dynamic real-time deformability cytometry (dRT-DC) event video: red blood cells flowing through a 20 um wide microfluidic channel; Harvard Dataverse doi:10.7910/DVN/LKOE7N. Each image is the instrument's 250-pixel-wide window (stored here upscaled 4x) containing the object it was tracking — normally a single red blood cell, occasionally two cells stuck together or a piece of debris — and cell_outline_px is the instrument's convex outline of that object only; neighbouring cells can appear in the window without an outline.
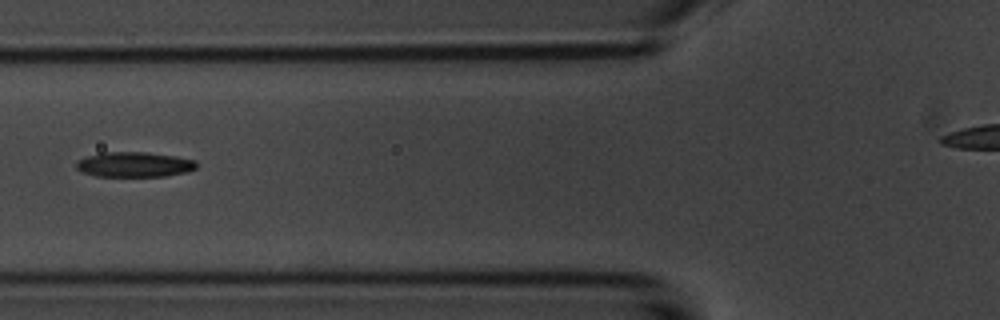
{"species": "common noctule bat (a hibernating species)", "species_latin": "Nyctalus noctula", "temperature_condition": "room temperature", "stored_images_in_passage": 11, "camera_frame_rate_fps": 3000, "um_per_image_px": 0.085, "animal": {"sex": "male", "body_mass_g": 20.1, "forearm_length_mm": 53.5}, "frame": {"image": 1, "passage_image": 5, "time_ms": 4.667, "image_size_px": [1000, 320], "cell_outline_px": [[196, 168], [188, 172], [164, 176], [96, 176], [80, 172], [76, 168], [76, 160], [100, 152], [144, 152], [176, 156], [196, 160]], "centroid_in_image_um": [11.39, 13.98], "position_along_channel_um": 114.4, "area_um2": 17.69}}
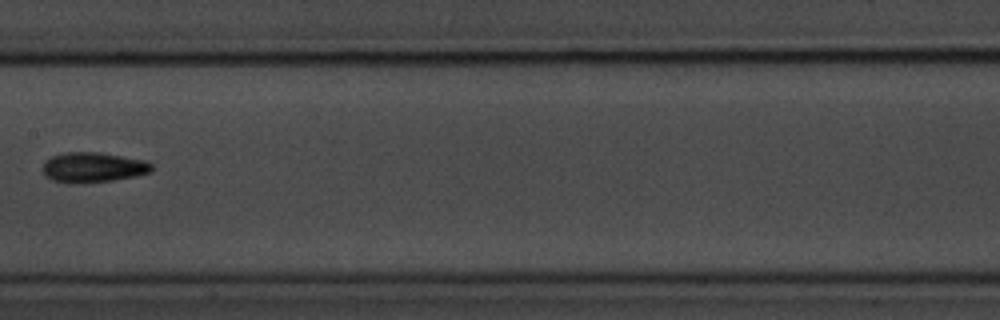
{"frame": {"image": 2, "passage_image": 7, "time_ms": 7.0, "image_size_px": [1000, 320], "cell_outline_px": [[152, 172], [136, 176], [112, 180], [80, 184], [68, 184], [52, 180], [44, 172], [44, 160], [52, 156], [64, 152], [100, 152], [148, 160], [152, 164]], "centroid_in_image_um": [7.94, 14.22], "position_along_channel_um": 199.5, "area_um2": 19.42}}
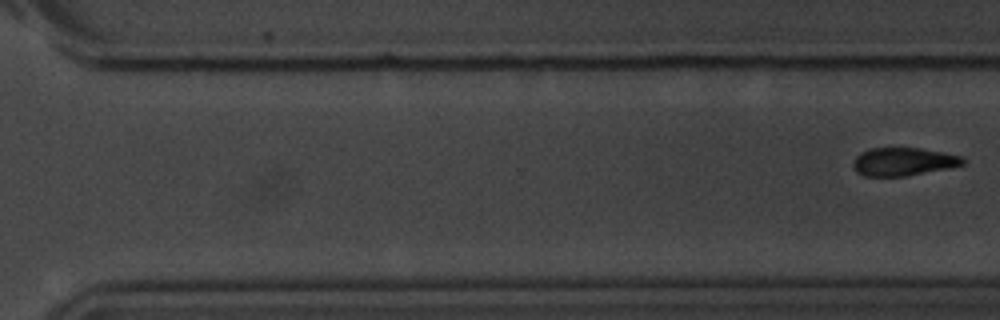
{"frame": {"image": 3, "passage_image": 11, "time_ms": 12.333, "image_size_px": [1000, 320], "cell_outline_px": [[968, 160], [964, 164], [952, 168], [904, 176], [864, 176], [856, 172], [852, 164], [856, 156], [860, 152], [868, 148], [920, 148], [944, 152], [960, 156]], "centroid_in_image_um": [76.8, 13.74], "position_along_channel_um": 293.8, "area_um2": 18.21}}